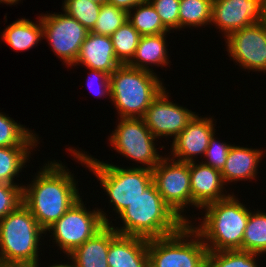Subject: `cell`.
<instances>
[{"instance_id":"35","label":"cell","mask_w":266,"mask_h":267,"mask_svg":"<svg viewBox=\"0 0 266 267\" xmlns=\"http://www.w3.org/2000/svg\"><path fill=\"white\" fill-rule=\"evenodd\" d=\"M89 70V74L87 77L86 87L89 88L96 98H104L110 100L111 92H110V75L100 71V70Z\"/></svg>"},{"instance_id":"3","label":"cell","mask_w":266,"mask_h":267,"mask_svg":"<svg viewBox=\"0 0 266 267\" xmlns=\"http://www.w3.org/2000/svg\"><path fill=\"white\" fill-rule=\"evenodd\" d=\"M230 193L229 197L206 205L202 211L199 210L200 214L204 215L202 218L199 213L198 219L195 218L196 214L192 215L194 218L189 224L202 237L208 251H242L244 230L251 210L247 204L241 203L233 191Z\"/></svg>"},{"instance_id":"31","label":"cell","mask_w":266,"mask_h":267,"mask_svg":"<svg viewBox=\"0 0 266 267\" xmlns=\"http://www.w3.org/2000/svg\"><path fill=\"white\" fill-rule=\"evenodd\" d=\"M127 20V12L108 3L102 4L100 13L91 32L111 36Z\"/></svg>"},{"instance_id":"4","label":"cell","mask_w":266,"mask_h":267,"mask_svg":"<svg viewBox=\"0 0 266 267\" xmlns=\"http://www.w3.org/2000/svg\"><path fill=\"white\" fill-rule=\"evenodd\" d=\"M118 218L122 224H110L118 234L146 239L174 234L185 224L163 201L154 183Z\"/></svg>"},{"instance_id":"40","label":"cell","mask_w":266,"mask_h":267,"mask_svg":"<svg viewBox=\"0 0 266 267\" xmlns=\"http://www.w3.org/2000/svg\"><path fill=\"white\" fill-rule=\"evenodd\" d=\"M89 1L97 2L99 4H105V3H107L108 0H89Z\"/></svg>"},{"instance_id":"30","label":"cell","mask_w":266,"mask_h":267,"mask_svg":"<svg viewBox=\"0 0 266 267\" xmlns=\"http://www.w3.org/2000/svg\"><path fill=\"white\" fill-rule=\"evenodd\" d=\"M101 5L89 0H64L61 10L91 31L98 19Z\"/></svg>"},{"instance_id":"24","label":"cell","mask_w":266,"mask_h":267,"mask_svg":"<svg viewBox=\"0 0 266 267\" xmlns=\"http://www.w3.org/2000/svg\"><path fill=\"white\" fill-rule=\"evenodd\" d=\"M28 128L0 111V147H38L41 137Z\"/></svg>"},{"instance_id":"26","label":"cell","mask_w":266,"mask_h":267,"mask_svg":"<svg viewBox=\"0 0 266 267\" xmlns=\"http://www.w3.org/2000/svg\"><path fill=\"white\" fill-rule=\"evenodd\" d=\"M254 210V211H253ZM250 211L244 230L242 251L266 255V212L254 209ZM257 210V211H256Z\"/></svg>"},{"instance_id":"25","label":"cell","mask_w":266,"mask_h":267,"mask_svg":"<svg viewBox=\"0 0 266 267\" xmlns=\"http://www.w3.org/2000/svg\"><path fill=\"white\" fill-rule=\"evenodd\" d=\"M213 0H180L179 31L211 25ZM208 25V26H207ZM192 27V28H191ZM194 27V28H193Z\"/></svg>"},{"instance_id":"2","label":"cell","mask_w":266,"mask_h":267,"mask_svg":"<svg viewBox=\"0 0 266 267\" xmlns=\"http://www.w3.org/2000/svg\"><path fill=\"white\" fill-rule=\"evenodd\" d=\"M66 151L70 152L73 156L75 162L81 163V166L88 168L97 178L100 186L105 192L110 206L112 207V213H116V219H111L112 221H117V216L131 205L140 195H142L145 190L153 183L152 170L140 167H121L122 165H117L100 161L99 159L93 157L91 154L83 151V149H78L74 147L66 148Z\"/></svg>"},{"instance_id":"5","label":"cell","mask_w":266,"mask_h":267,"mask_svg":"<svg viewBox=\"0 0 266 267\" xmlns=\"http://www.w3.org/2000/svg\"><path fill=\"white\" fill-rule=\"evenodd\" d=\"M44 237L45 231L21 204L0 220V267H30L40 261Z\"/></svg>"},{"instance_id":"27","label":"cell","mask_w":266,"mask_h":267,"mask_svg":"<svg viewBox=\"0 0 266 267\" xmlns=\"http://www.w3.org/2000/svg\"><path fill=\"white\" fill-rule=\"evenodd\" d=\"M127 20L141 36L170 32L162 23L160 16L150 2L138 4L127 13Z\"/></svg>"},{"instance_id":"37","label":"cell","mask_w":266,"mask_h":267,"mask_svg":"<svg viewBox=\"0 0 266 267\" xmlns=\"http://www.w3.org/2000/svg\"><path fill=\"white\" fill-rule=\"evenodd\" d=\"M65 258H67L69 261L62 263V261L57 262V263H52L51 265H48V267H74L73 263L71 262L70 258L68 256H64ZM41 266V262H36L34 265L30 266V267H40ZM45 267V266H44ZM47 267V266H46Z\"/></svg>"},{"instance_id":"1","label":"cell","mask_w":266,"mask_h":267,"mask_svg":"<svg viewBox=\"0 0 266 267\" xmlns=\"http://www.w3.org/2000/svg\"><path fill=\"white\" fill-rule=\"evenodd\" d=\"M43 164L33 180L23 185L22 204L46 231L83 195L75 174L62 161L47 160Z\"/></svg>"},{"instance_id":"34","label":"cell","mask_w":266,"mask_h":267,"mask_svg":"<svg viewBox=\"0 0 266 267\" xmlns=\"http://www.w3.org/2000/svg\"><path fill=\"white\" fill-rule=\"evenodd\" d=\"M23 202V185L0 183V220Z\"/></svg>"},{"instance_id":"32","label":"cell","mask_w":266,"mask_h":267,"mask_svg":"<svg viewBox=\"0 0 266 267\" xmlns=\"http://www.w3.org/2000/svg\"><path fill=\"white\" fill-rule=\"evenodd\" d=\"M214 133L210 138L209 145L206 149L205 155L201 160L205 165L211 166L212 168L222 170L225 163L232 143L220 140Z\"/></svg>"},{"instance_id":"9","label":"cell","mask_w":266,"mask_h":267,"mask_svg":"<svg viewBox=\"0 0 266 267\" xmlns=\"http://www.w3.org/2000/svg\"><path fill=\"white\" fill-rule=\"evenodd\" d=\"M117 119V126L108 136V146L111 145L110 148L126 160L135 162L129 167L135 165V168L138 166L150 170L154 169L164 156L159 153L162 150H157L160 149L156 143L158 140L148 129L144 120L142 118Z\"/></svg>"},{"instance_id":"28","label":"cell","mask_w":266,"mask_h":267,"mask_svg":"<svg viewBox=\"0 0 266 267\" xmlns=\"http://www.w3.org/2000/svg\"><path fill=\"white\" fill-rule=\"evenodd\" d=\"M140 37L128 20L110 36L116 58L122 65L128 64L134 57Z\"/></svg>"},{"instance_id":"16","label":"cell","mask_w":266,"mask_h":267,"mask_svg":"<svg viewBox=\"0 0 266 267\" xmlns=\"http://www.w3.org/2000/svg\"><path fill=\"white\" fill-rule=\"evenodd\" d=\"M198 162V163H197ZM191 207L202 209L206 205L229 197L220 170L205 165L199 159L189 162ZM227 190V191H226Z\"/></svg>"},{"instance_id":"13","label":"cell","mask_w":266,"mask_h":267,"mask_svg":"<svg viewBox=\"0 0 266 267\" xmlns=\"http://www.w3.org/2000/svg\"><path fill=\"white\" fill-rule=\"evenodd\" d=\"M166 89L153 100L142 119L158 140L165 138L167 141V138L174 140L197 113L169 100L171 93Z\"/></svg>"},{"instance_id":"6","label":"cell","mask_w":266,"mask_h":267,"mask_svg":"<svg viewBox=\"0 0 266 267\" xmlns=\"http://www.w3.org/2000/svg\"><path fill=\"white\" fill-rule=\"evenodd\" d=\"M147 70L127 64L110 74V101L117 118H142L153 100L165 88L163 79ZM161 79V80H160Z\"/></svg>"},{"instance_id":"20","label":"cell","mask_w":266,"mask_h":267,"mask_svg":"<svg viewBox=\"0 0 266 267\" xmlns=\"http://www.w3.org/2000/svg\"><path fill=\"white\" fill-rule=\"evenodd\" d=\"M117 234L110 224H106L67 256L74 267H109L107 262L109 244Z\"/></svg>"},{"instance_id":"22","label":"cell","mask_w":266,"mask_h":267,"mask_svg":"<svg viewBox=\"0 0 266 267\" xmlns=\"http://www.w3.org/2000/svg\"><path fill=\"white\" fill-rule=\"evenodd\" d=\"M36 18L35 22L25 17L13 21L2 30L1 40L16 52H25L38 46L39 41L41 43L44 39L41 17Z\"/></svg>"},{"instance_id":"29","label":"cell","mask_w":266,"mask_h":267,"mask_svg":"<svg viewBox=\"0 0 266 267\" xmlns=\"http://www.w3.org/2000/svg\"><path fill=\"white\" fill-rule=\"evenodd\" d=\"M262 256L241 250L208 251L207 267H260Z\"/></svg>"},{"instance_id":"10","label":"cell","mask_w":266,"mask_h":267,"mask_svg":"<svg viewBox=\"0 0 266 267\" xmlns=\"http://www.w3.org/2000/svg\"><path fill=\"white\" fill-rule=\"evenodd\" d=\"M152 175L153 183L163 201L183 222L190 223L192 218L190 214L186 215L191 206L189 162L172 159L165 153L158 165L152 169Z\"/></svg>"},{"instance_id":"17","label":"cell","mask_w":266,"mask_h":267,"mask_svg":"<svg viewBox=\"0 0 266 267\" xmlns=\"http://www.w3.org/2000/svg\"><path fill=\"white\" fill-rule=\"evenodd\" d=\"M251 147L232 144L226 163L220 171L227 186L239 181L249 180L252 182V180L258 179L257 176L260 173L258 168H260L263 158L266 157V149Z\"/></svg>"},{"instance_id":"11","label":"cell","mask_w":266,"mask_h":267,"mask_svg":"<svg viewBox=\"0 0 266 267\" xmlns=\"http://www.w3.org/2000/svg\"><path fill=\"white\" fill-rule=\"evenodd\" d=\"M39 16L43 27V39H46L63 65L71 68L89 30L64 11L47 14L43 12Z\"/></svg>"},{"instance_id":"36","label":"cell","mask_w":266,"mask_h":267,"mask_svg":"<svg viewBox=\"0 0 266 267\" xmlns=\"http://www.w3.org/2000/svg\"><path fill=\"white\" fill-rule=\"evenodd\" d=\"M149 2V0H108L107 3L125 10L127 13L138 4Z\"/></svg>"},{"instance_id":"38","label":"cell","mask_w":266,"mask_h":267,"mask_svg":"<svg viewBox=\"0 0 266 267\" xmlns=\"http://www.w3.org/2000/svg\"><path fill=\"white\" fill-rule=\"evenodd\" d=\"M19 1L21 2V0H0V4H7L8 5H17L19 3Z\"/></svg>"},{"instance_id":"15","label":"cell","mask_w":266,"mask_h":267,"mask_svg":"<svg viewBox=\"0 0 266 267\" xmlns=\"http://www.w3.org/2000/svg\"><path fill=\"white\" fill-rule=\"evenodd\" d=\"M196 114L186 128L173 140L170 152L172 159L181 162H193L200 156L204 157L210 138L216 132V120L214 116H199ZM208 116V117H207ZM215 123V124H214Z\"/></svg>"},{"instance_id":"12","label":"cell","mask_w":266,"mask_h":267,"mask_svg":"<svg viewBox=\"0 0 266 267\" xmlns=\"http://www.w3.org/2000/svg\"><path fill=\"white\" fill-rule=\"evenodd\" d=\"M228 57L248 73H266V24H253L230 33L225 39Z\"/></svg>"},{"instance_id":"14","label":"cell","mask_w":266,"mask_h":267,"mask_svg":"<svg viewBox=\"0 0 266 267\" xmlns=\"http://www.w3.org/2000/svg\"><path fill=\"white\" fill-rule=\"evenodd\" d=\"M263 22L262 0H213L211 26L225 39L230 33Z\"/></svg>"},{"instance_id":"19","label":"cell","mask_w":266,"mask_h":267,"mask_svg":"<svg viewBox=\"0 0 266 267\" xmlns=\"http://www.w3.org/2000/svg\"><path fill=\"white\" fill-rule=\"evenodd\" d=\"M148 239L117 234L109 244V267H149Z\"/></svg>"},{"instance_id":"23","label":"cell","mask_w":266,"mask_h":267,"mask_svg":"<svg viewBox=\"0 0 266 267\" xmlns=\"http://www.w3.org/2000/svg\"><path fill=\"white\" fill-rule=\"evenodd\" d=\"M35 148L37 149V147H0V183L24 185L15 182V179L19 181V176L22 175V171L24 172L23 168L29 166L26 164L31 161L33 151H37Z\"/></svg>"},{"instance_id":"21","label":"cell","mask_w":266,"mask_h":267,"mask_svg":"<svg viewBox=\"0 0 266 267\" xmlns=\"http://www.w3.org/2000/svg\"><path fill=\"white\" fill-rule=\"evenodd\" d=\"M168 33L157 35H144L141 36L136 48V52L132 60L127 64L128 66L136 69L147 70L154 72L153 67H166L170 68L171 61L167 47ZM151 66V67H150Z\"/></svg>"},{"instance_id":"8","label":"cell","mask_w":266,"mask_h":267,"mask_svg":"<svg viewBox=\"0 0 266 267\" xmlns=\"http://www.w3.org/2000/svg\"><path fill=\"white\" fill-rule=\"evenodd\" d=\"M104 209L102 207L88 209L81 197L59 220L45 231V236L50 234L48 237L52 240V244L58 247L57 250H60V254L63 252L67 256L76 247L93 237L106 224H110L108 213Z\"/></svg>"},{"instance_id":"39","label":"cell","mask_w":266,"mask_h":267,"mask_svg":"<svg viewBox=\"0 0 266 267\" xmlns=\"http://www.w3.org/2000/svg\"><path fill=\"white\" fill-rule=\"evenodd\" d=\"M263 22L266 24V0H262Z\"/></svg>"},{"instance_id":"7","label":"cell","mask_w":266,"mask_h":267,"mask_svg":"<svg viewBox=\"0 0 266 267\" xmlns=\"http://www.w3.org/2000/svg\"><path fill=\"white\" fill-rule=\"evenodd\" d=\"M149 267H207L208 249L189 223L176 233L148 239Z\"/></svg>"},{"instance_id":"18","label":"cell","mask_w":266,"mask_h":267,"mask_svg":"<svg viewBox=\"0 0 266 267\" xmlns=\"http://www.w3.org/2000/svg\"><path fill=\"white\" fill-rule=\"evenodd\" d=\"M100 70L111 74L122 64L117 60L110 36L99 35L89 31L80 47L75 63L71 66Z\"/></svg>"},{"instance_id":"33","label":"cell","mask_w":266,"mask_h":267,"mask_svg":"<svg viewBox=\"0 0 266 267\" xmlns=\"http://www.w3.org/2000/svg\"><path fill=\"white\" fill-rule=\"evenodd\" d=\"M153 5L163 25L171 32L179 31L180 0H149Z\"/></svg>"}]
</instances>
